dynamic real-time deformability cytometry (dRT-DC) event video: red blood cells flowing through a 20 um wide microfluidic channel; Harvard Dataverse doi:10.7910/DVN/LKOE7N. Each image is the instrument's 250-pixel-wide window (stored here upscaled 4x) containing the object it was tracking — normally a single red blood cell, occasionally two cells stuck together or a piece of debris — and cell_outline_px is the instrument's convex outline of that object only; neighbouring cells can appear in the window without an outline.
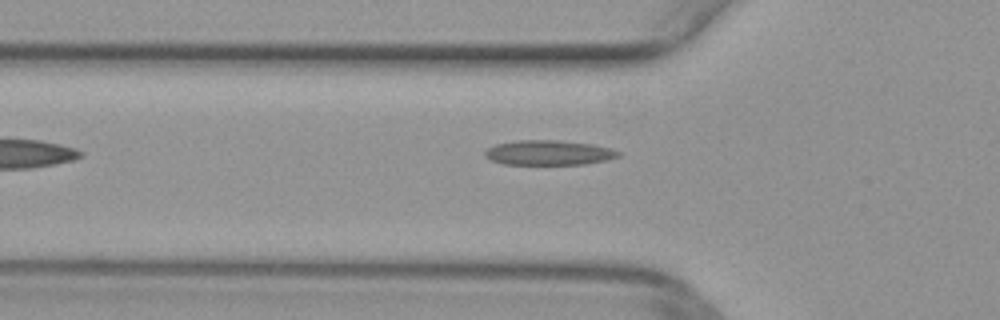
{"species": "common noctule bat (a hibernating species)", "species_latin": "Nyctalus noctula", "temperature_condition": "warm", "stored_images_in_passage": 35, "camera_frame_rate_fps": 3000, "um_per_image_px": 0.085, "animal": {"sex": "female", "body_mass_g": 29.2, "forearm_length_mm": 56.3}, "frame": {"image": 1, "passage_image": 4, "time_ms": 1.0, "image_size_px": [1000, 320], "cell_outline_px": [[620, 156], [608, 160], [584, 164], [504, 164], [488, 160], [484, 156], [484, 152], [488, 148], [496, 144], [516, 140], [560, 140], [592, 144], [612, 148], [620, 152]], "centroid_in_image_um": [46.64, 12.97], "position_along_channel_um": 79.2, "area_um2": 19.48}}
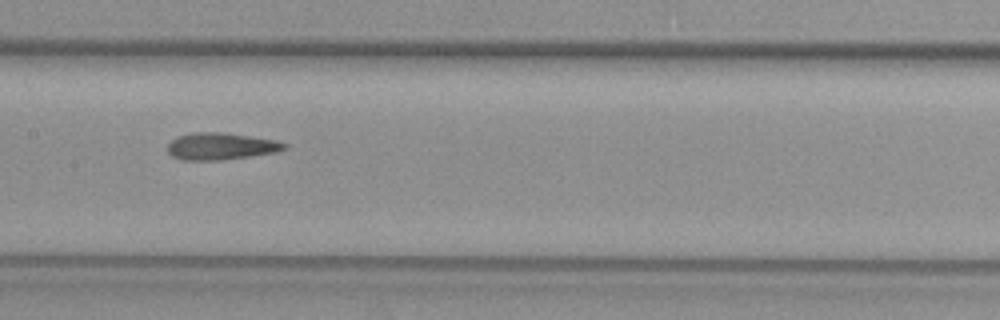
{"frame": {"image": 2, "passage_image": 12, "time_ms": 3.667, "image_size_px": [1000, 320], "cell_outline_px": [[288, 148], [280, 152], [252, 156], [220, 160], [184, 160], [172, 156], [168, 152], [168, 144], [176, 136], [192, 132], [224, 132], [276, 140], [288, 144]], "centroid_in_image_um": [18.81, 12.43], "position_along_channel_um": 188.6, "area_um2": 18.61}}
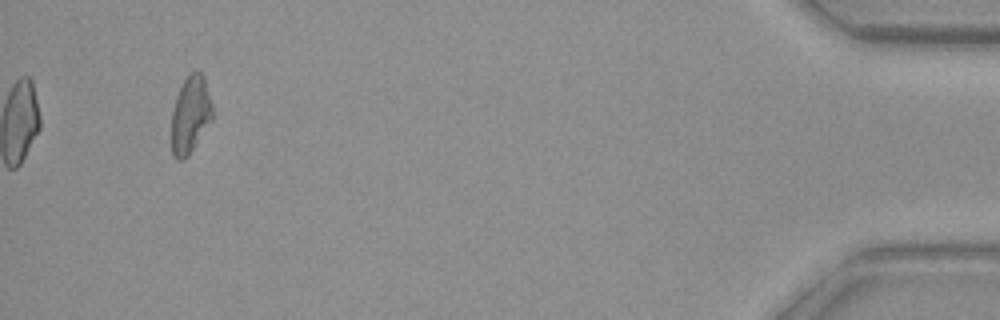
{"frame": {"image": 3, "passage_image": 35, "time_ms": 11.333, "image_size_px": [1000, 320], "cell_outline_px": [[212, 120], [188, 156], [184, 160], [176, 160], [172, 156], [172, 112], [176, 96], [188, 72], [196, 68], [204, 76], [212, 104]], "centroid_in_image_um": [16.18, 9.73], "position_along_channel_um": 419.0, "area_um2": 18.61}}